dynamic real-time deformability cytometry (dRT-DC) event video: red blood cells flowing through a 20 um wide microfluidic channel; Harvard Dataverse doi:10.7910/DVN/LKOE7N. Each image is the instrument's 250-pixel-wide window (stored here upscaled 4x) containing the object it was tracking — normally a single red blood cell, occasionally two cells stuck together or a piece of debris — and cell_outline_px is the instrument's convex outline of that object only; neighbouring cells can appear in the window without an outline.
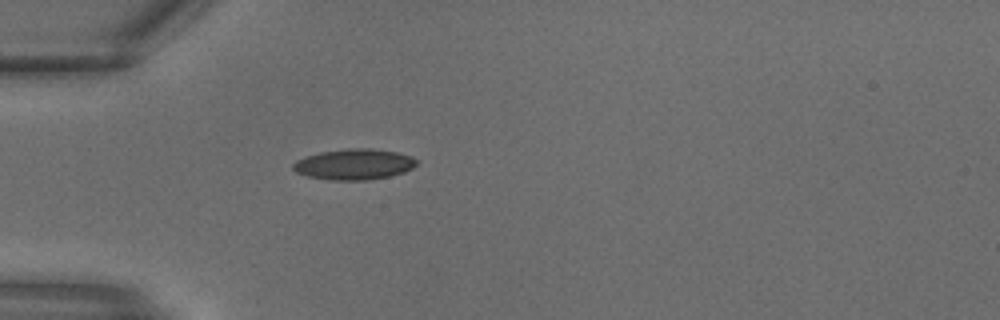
{"species": "common noctule bat (a hibernating species)", "species_latin": "Nyctalus noctula", "temperature_condition": "warm", "stored_images_in_passage": 22, "camera_frame_rate_fps": 3000, "um_per_image_px": 0.085, "animal": {"sex": "male", "body_mass_g": 18.8}, "frame": {"image": 1, "passage_image": 1, "time_ms": 0.0, "image_size_px": [1000, 320], "cell_outline_px": [[420, 160], [412, 168], [404, 172], [388, 176], [368, 180], [332, 180], [308, 176], [296, 172], [292, 168], [292, 164], [296, 160], [304, 156], [320, 152], [348, 148], [372, 148], [396, 152], [412, 156]], "centroid_in_image_um": [30.1, 13.95], "position_along_channel_um": 54.9, "area_um2": 22.25}}
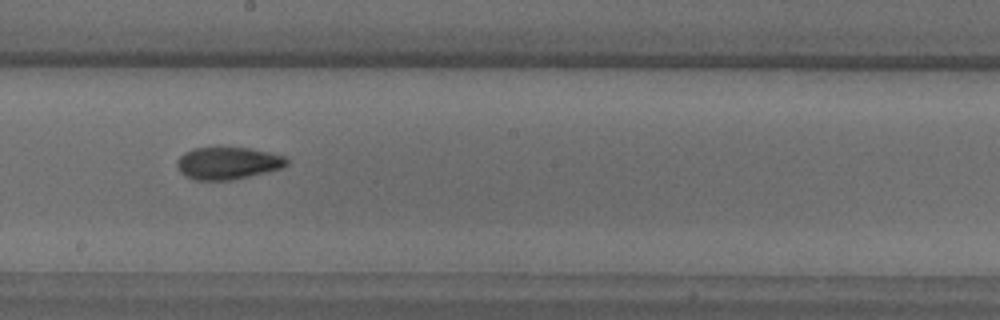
{"frame": {"image": 2, "passage_image": 9, "time_ms": 2.667, "image_size_px": [1000, 320], "cell_outline_px": [[288, 164], [280, 168], [268, 172], [232, 180], [192, 180], [184, 176], [180, 172], [176, 164], [176, 160], [184, 152], [192, 148], [252, 148], [272, 152], [288, 156]], "centroid_in_image_um": [19.38, 13.87], "position_along_channel_um": 228.8, "area_um2": 20.98}}
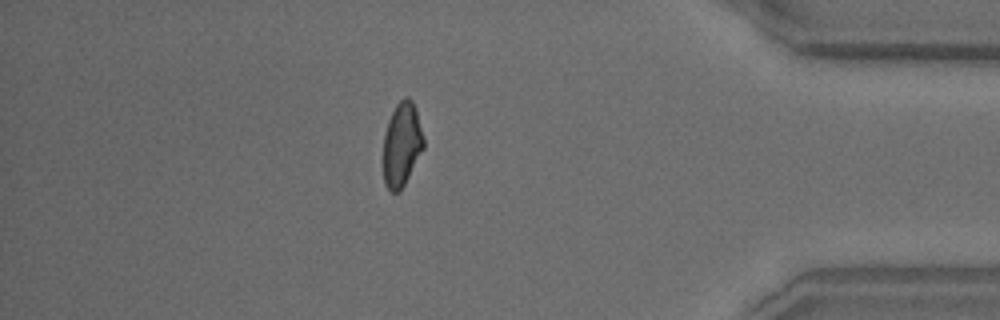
{"frame": {"image": 3, "passage_image": 18, "time_ms": 5.667, "image_size_px": [1000, 320], "cell_outline_px": [[424, 148], [400, 192], [392, 192], [384, 184], [384, 132], [388, 120], [396, 104], [404, 96], [408, 96], [412, 100], [416, 108], [424, 140]], "centroid_in_image_um": [34.16, 12.25], "position_along_channel_um": 401.0, "area_um2": 19.77}}